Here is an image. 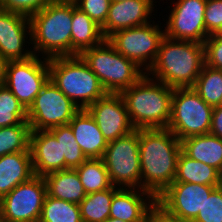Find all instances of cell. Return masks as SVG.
<instances>
[{
	"instance_id": "cell-1",
	"label": "cell",
	"mask_w": 222,
	"mask_h": 222,
	"mask_svg": "<svg viewBox=\"0 0 222 222\" xmlns=\"http://www.w3.org/2000/svg\"><path fill=\"white\" fill-rule=\"evenodd\" d=\"M181 141L167 128L139 129L141 189L155 198L174 181Z\"/></svg>"
},
{
	"instance_id": "cell-2",
	"label": "cell",
	"mask_w": 222,
	"mask_h": 222,
	"mask_svg": "<svg viewBox=\"0 0 222 222\" xmlns=\"http://www.w3.org/2000/svg\"><path fill=\"white\" fill-rule=\"evenodd\" d=\"M205 64L204 45L194 41L162 39L149 77L175 88H192Z\"/></svg>"
},
{
	"instance_id": "cell-3",
	"label": "cell",
	"mask_w": 222,
	"mask_h": 222,
	"mask_svg": "<svg viewBox=\"0 0 222 222\" xmlns=\"http://www.w3.org/2000/svg\"><path fill=\"white\" fill-rule=\"evenodd\" d=\"M174 89L144 74L120 94L135 129L167 128Z\"/></svg>"
},
{
	"instance_id": "cell-4",
	"label": "cell",
	"mask_w": 222,
	"mask_h": 222,
	"mask_svg": "<svg viewBox=\"0 0 222 222\" xmlns=\"http://www.w3.org/2000/svg\"><path fill=\"white\" fill-rule=\"evenodd\" d=\"M29 19L34 55L71 56L72 4L49 3Z\"/></svg>"
},
{
	"instance_id": "cell-5",
	"label": "cell",
	"mask_w": 222,
	"mask_h": 222,
	"mask_svg": "<svg viewBox=\"0 0 222 222\" xmlns=\"http://www.w3.org/2000/svg\"><path fill=\"white\" fill-rule=\"evenodd\" d=\"M50 80L80 109L107 94L98 77L80 55L48 59Z\"/></svg>"
},
{
	"instance_id": "cell-6",
	"label": "cell",
	"mask_w": 222,
	"mask_h": 222,
	"mask_svg": "<svg viewBox=\"0 0 222 222\" xmlns=\"http://www.w3.org/2000/svg\"><path fill=\"white\" fill-rule=\"evenodd\" d=\"M80 56L98 77L107 93H121L146 74L133 61L116 51L107 39L84 50Z\"/></svg>"
},
{
	"instance_id": "cell-7",
	"label": "cell",
	"mask_w": 222,
	"mask_h": 222,
	"mask_svg": "<svg viewBox=\"0 0 222 222\" xmlns=\"http://www.w3.org/2000/svg\"><path fill=\"white\" fill-rule=\"evenodd\" d=\"M214 107L192 88H175L172 94L169 129L180 141L210 132Z\"/></svg>"
},
{
	"instance_id": "cell-8",
	"label": "cell",
	"mask_w": 222,
	"mask_h": 222,
	"mask_svg": "<svg viewBox=\"0 0 222 222\" xmlns=\"http://www.w3.org/2000/svg\"><path fill=\"white\" fill-rule=\"evenodd\" d=\"M102 159L114 187L141 189L139 129L108 142Z\"/></svg>"
},
{
	"instance_id": "cell-9",
	"label": "cell",
	"mask_w": 222,
	"mask_h": 222,
	"mask_svg": "<svg viewBox=\"0 0 222 222\" xmlns=\"http://www.w3.org/2000/svg\"><path fill=\"white\" fill-rule=\"evenodd\" d=\"M153 23L122 29L107 38L116 51L133 61L145 73L155 62L161 41L165 37V29L160 28L161 24L159 26L155 21Z\"/></svg>"
},
{
	"instance_id": "cell-10",
	"label": "cell",
	"mask_w": 222,
	"mask_h": 222,
	"mask_svg": "<svg viewBox=\"0 0 222 222\" xmlns=\"http://www.w3.org/2000/svg\"><path fill=\"white\" fill-rule=\"evenodd\" d=\"M79 111L75 103L49 79L27 109V121L31 131L49 130L69 124Z\"/></svg>"
},
{
	"instance_id": "cell-11",
	"label": "cell",
	"mask_w": 222,
	"mask_h": 222,
	"mask_svg": "<svg viewBox=\"0 0 222 222\" xmlns=\"http://www.w3.org/2000/svg\"><path fill=\"white\" fill-rule=\"evenodd\" d=\"M46 195L44 178L35 175L0 198V217L7 222H39Z\"/></svg>"
},
{
	"instance_id": "cell-12",
	"label": "cell",
	"mask_w": 222,
	"mask_h": 222,
	"mask_svg": "<svg viewBox=\"0 0 222 222\" xmlns=\"http://www.w3.org/2000/svg\"><path fill=\"white\" fill-rule=\"evenodd\" d=\"M38 55L25 60L8 61L4 85L28 109L50 79L48 58Z\"/></svg>"
},
{
	"instance_id": "cell-13",
	"label": "cell",
	"mask_w": 222,
	"mask_h": 222,
	"mask_svg": "<svg viewBox=\"0 0 222 222\" xmlns=\"http://www.w3.org/2000/svg\"><path fill=\"white\" fill-rule=\"evenodd\" d=\"M207 0H177L166 21L165 36L203 44L208 35L204 13Z\"/></svg>"
},
{
	"instance_id": "cell-14",
	"label": "cell",
	"mask_w": 222,
	"mask_h": 222,
	"mask_svg": "<svg viewBox=\"0 0 222 222\" xmlns=\"http://www.w3.org/2000/svg\"><path fill=\"white\" fill-rule=\"evenodd\" d=\"M220 185L173 182L156 202L183 222H193L211 191Z\"/></svg>"
},
{
	"instance_id": "cell-15",
	"label": "cell",
	"mask_w": 222,
	"mask_h": 222,
	"mask_svg": "<svg viewBox=\"0 0 222 222\" xmlns=\"http://www.w3.org/2000/svg\"><path fill=\"white\" fill-rule=\"evenodd\" d=\"M86 110L96 121L107 142L116 140L135 130L120 93H107Z\"/></svg>"
},
{
	"instance_id": "cell-16",
	"label": "cell",
	"mask_w": 222,
	"mask_h": 222,
	"mask_svg": "<svg viewBox=\"0 0 222 222\" xmlns=\"http://www.w3.org/2000/svg\"><path fill=\"white\" fill-rule=\"evenodd\" d=\"M31 40L29 17L0 9V55L7 61L28 59L34 55L29 47L25 49L26 42L30 45Z\"/></svg>"
},
{
	"instance_id": "cell-17",
	"label": "cell",
	"mask_w": 222,
	"mask_h": 222,
	"mask_svg": "<svg viewBox=\"0 0 222 222\" xmlns=\"http://www.w3.org/2000/svg\"><path fill=\"white\" fill-rule=\"evenodd\" d=\"M156 0H126L111 2L105 23L101 31L105 39L122 29L145 25L151 21Z\"/></svg>"
},
{
	"instance_id": "cell-18",
	"label": "cell",
	"mask_w": 222,
	"mask_h": 222,
	"mask_svg": "<svg viewBox=\"0 0 222 222\" xmlns=\"http://www.w3.org/2000/svg\"><path fill=\"white\" fill-rule=\"evenodd\" d=\"M29 150L34 175H45L65 170V158L62 156L61 141L49 130L31 131Z\"/></svg>"
},
{
	"instance_id": "cell-19",
	"label": "cell",
	"mask_w": 222,
	"mask_h": 222,
	"mask_svg": "<svg viewBox=\"0 0 222 222\" xmlns=\"http://www.w3.org/2000/svg\"><path fill=\"white\" fill-rule=\"evenodd\" d=\"M155 203L156 198L146 190L120 188L113 195L109 217L125 222H144Z\"/></svg>"
},
{
	"instance_id": "cell-20",
	"label": "cell",
	"mask_w": 222,
	"mask_h": 222,
	"mask_svg": "<svg viewBox=\"0 0 222 222\" xmlns=\"http://www.w3.org/2000/svg\"><path fill=\"white\" fill-rule=\"evenodd\" d=\"M77 144L89 158H102L108 142L96 121L86 109L80 110L69 122Z\"/></svg>"
},
{
	"instance_id": "cell-21",
	"label": "cell",
	"mask_w": 222,
	"mask_h": 222,
	"mask_svg": "<svg viewBox=\"0 0 222 222\" xmlns=\"http://www.w3.org/2000/svg\"><path fill=\"white\" fill-rule=\"evenodd\" d=\"M34 175L30 152H16L0 157V198Z\"/></svg>"
},
{
	"instance_id": "cell-22",
	"label": "cell",
	"mask_w": 222,
	"mask_h": 222,
	"mask_svg": "<svg viewBox=\"0 0 222 222\" xmlns=\"http://www.w3.org/2000/svg\"><path fill=\"white\" fill-rule=\"evenodd\" d=\"M71 56L101 44L105 38L99 26L85 12L72 4Z\"/></svg>"
},
{
	"instance_id": "cell-23",
	"label": "cell",
	"mask_w": 222,
	"mask_h": 222,
	"mask_svg": "<svg viewBox=\"0 0 222 222\" xmlns=\"http://www.w3.org/2000/svg\"><path fill=\"white\" fill-rule=\"evenodd\" d=\"M47 195L79 204L87 195L76 169L68 168L44 177Z\"/></svg>"
},
{
	"instance_id": "cell-24",
	"label": "cell",
	"mask_w": 222,
	"mask_h": 222,
	"mask_svg": "<svg viewBox=\"0 0 222 222\" xmlns=\"http://www.w3.org/2000/svg\"><path fill=\"white\" fill-rule=\"evenodd\" d=\"M181 146L187 156L213 166L222 174V139L202 134L181 140Z\"/></svg>"
},
{
	"instance_id": "cell-25",
	"label": "cell",
	"mask_w": 222,
	"mask_h": 222,
	"mask_svg": "<svg viewBox=\"0 0 222 222\" xmlns=\"http://www.w3.org/2000/svg\"><path fill=\"white\" fill-rule=\"evenodd\" d=\"M173 182L221 185L222 174L213 166L194 160L181 151Z\"/></svg>"
},
{
	"instance_id": "cell-26",
	"label": "cell",
	"mask_w": 222,
	"mask_h": 222,
	"mask_svg": "<svg viewBox=\"0 0 222 222\" xmlns=\"http://www.w3.org/2000/svg\"><path fill=\"white\" fill-rule=\"evenodd\" d=\"M119 189L112 186L107 190L87 194L79 203L82 222H104L109 218L113 195Z\"/></svg>"
},
{
	"instance_id": "cell-27",
	"label": "cell",
	"mask_w": 222,
	"mask_h": 222,
	"mask_svg": "<svg viewBox=\"0 0 222 222\" xmlns=\"http://www.w3.org/2000/svg\"><path fill=\"white\" fill-rule=\"evenodd\" d=\"M75 169L87 194L107 190L113 186L102 158L86 159Z\"/></svg>"
},
{
	"instance_id": "cell-28",
	"label": "cell",
	"mask_w": 222,
	"mask_h": 222,
	"mask_svg": "<svg viewBox=\"0 0 222 222\" xmlns=\"http://www.w3.org/2000/svg\"><path fill=\"white\" fill-rule=\"evenodd\" d=\"M192 89L210 106L222 105V70L204 64Z\"/></svg>"
},
{
	"instance_id": "cell-29",
	"label": "cell",
	"mask_w": 222,
	"mask_h": 222,
	"mask_svg": "<svg viewBox=\"0 0 222 222\" xmlns=\"http://www.w3.org/2000/svg\"><path fill=\"white\" fill-rule=\"evenodd\" d=\"M31 128L28 121L19 125L0 127V157L16 152H30Z\"/></svg>"
},
{
	"instance_id": "cell-30",
	"label": "cell",
	"mask_w": 222,
	"mask_h": 222,
	"mask_svg": "<svg viewBox=\"0 0 222 222\" xmlns=\"http://www.w3.org/2000/svg\"><path fill=\"white\" fill-rule=\"evenodd\" d=\"M39 222H82L79 204L46 195Z\"/></svg>"
},
{
	"instance_id": "cell-31",
	"label": "cell",
	"mask_w": 222,
	"mask_h": 222,
	"mask_svg": "<svg viewBox=\"0 0 222 222\" xmlns=\"http://www.w3.org/2000/svg\"><path fill=\"white\" fill-rule=\"evenodd\" d=\"M49 131L56 137L57 141H61L62 156L65 158V169H75L87 159L77 144L69 124L53 127Z\"/></svg>"
},
{
	"instance_id": "cell-32",
	"label": "cell",
	"mask_w": 222,
	"mask_h": 222,
	"mask_svg": "<svg viewBox=\"0 0 222 222\" xmlns=\"http://www.w3.org/2000/svg\"><path fill=\"white\" fill-rule=\"evenodd\" d=\"M27 121V109L3 84L0 85V127L19 125Z\"/></svg>"
},
{
	"instance_id": "cell-33",
	"label": "cell",
	"mask_w": 222,
	"mask_h": 222,
	"mask_svg": "<svg viewBox=\"0 0 222 222\" xmlns=\"http://www.w3.org/2000/svg\"><path fill=\"white\" fill-rule=\"evenodd\" d=\"M193 222H222V184L211 191Z\"/></svg>"
},
{
	"instance_id": "cell-34",
	"label": "cell",
	"mask_w": 222,
	"mask_h": 222,
	"mask_svg": "<svg viewBox=\"0 0 222 222\" xmlns=\"http://www.w3.org/2000/svg\"><path fill=\"white\" fill-rule=\"evenodd\" d=\"M110 4L111 0H77L76 2V6L99 26L105 23Z\"/></svg>"
},
{
	"instance_id": "cell-35",
	"label": "cell",
	"mask_w": 222,
	"mask_h": 222,
	"mask_svg": "<svg viewBox=\"0 0 222 222\" xmlns=\"http://www.w3.org/2000/svg\"><path fill=\"white\" fill-rule=\"evenodd\" d=\"M48 4L49 0H0V9L30 17Z\"/></svg>"
},
{
	"instance_id": "cell-36",
	"label": "cell",
	"mask_w": 222,
	"mask_h": 222,
	"mask_svg": "<svg viewBox=\"0 0 222 222\" xmlns=\"http://www.w3.org/2000/svg\"><path fill=\"white\" fill-rule=\"evenodd\" d=\"M207 35L222 34V0H207L204 13Z\"/></svg>"
},
{
	"instance_id": "cell-37",
	"label": "cell",
	"mask_w": 222,
	"mask_h": 222,
	"mask_svg": "<svg viewBox=\"0 0 222 222\" xmlns=\"http://www.w3.org/2000/svg\"><path fill=\"white\" fill-rule=\"evenodd\" d=\"M203 45L205 65L222 70V34L209 35Z\"/></svg>"
},
{
	"instance_id": "cell-38",
	"label": "cell",
	"mask_w": 222,
	"mask_h": 222,
	"mask_svg": "<svg viewBox=\"0 0 222 222\" xmlns=\"http://www.w3.org/2000/svg\"><path fill=\"white\" fill-rule=\"evenodd\" d=\"M146 222H183L176 216L169 214L157 202L148 210L146 215Z\"/></svg>"
},
{
	"instance_id": "cell-39",
	"label": "cell",
	"mask_w": 222,
	"mask_h": 222,
	"mask_svg": "<svg viewBox=\"0 0 222 222\" xmlns=\"http://www.w3.org/2000/svg\"><path fill=\"white\" fill-rule=\"evenodd\" d=\"M209 133L222 139V105L213 109Z\"/></svg>"
},
{
	"instance_id": "cell-40",
	"label": "cell",
	"mask_w": 222,
	"mask_h": 222,
	"mask_svg": "<svg viewBox=\"0 0 222 222\" xmlns=\"http://www.w3.org/2000/svg\"><path fill=\"white\" fill-rule=\"evenodd\" d=\"M8 61L0 55V85H3L6 79V67Z\"/></svg>"
},
{
	"instance_id": "cell-41",
	"label": "cell",
	"mask_w": 222,
	"mask_h": 222,
	"mask_svg": "<svg viewBox=\"0 0 222 222\" xmlns=\"http://www.w3.org/2000/svg\"><path fill=\"white\" fill-rule=\"evenodd\" d=\"M77 0H49V3L76 4Z\"/></svg>"
},
{
	"instance_id": "cell-42",
	"label": "cell",
	"mask_w": 222,
	"mask_h": 222,
	"mask_svg": "<svg viewBox=\"0 0 222 222\" xmlns=\"http://www.w3.org/2000/svg\"><path fill=\"white\" fill-rule=\"evenodd\" d=\"M104 222H125L123 220L117 219V218H107Z\"/></svg>"
},
{
	"instance_id": "cell-43",
	"label": "cell",
	"mask_w": 222,
	"mask_h": 222,
	"mask_svg": "<svg viewBox=\"0 0 222 222\" xmlns=\"http://www.w3.org/2000/svg\"><path fill=\"white\" fill-rule=\"evenodd\" d=\"M126 0H111V2H124Z\"/></svg>"
},
{
	"instance_id": "cell-44",
	"label": "cell",
	"mask_w": 222,
	"mask_h": 222,
	"mask_svg": "<svg viewBox=\"0 0 222 222\" xmlns=\"http://www.w3.org/2000/svg\"><path fill=\"white\" fill-rule=\"evenodd\" d=\"M0 222H7V221L3 220V219L0 217Z\"/></svg>"
}]
</instances>
